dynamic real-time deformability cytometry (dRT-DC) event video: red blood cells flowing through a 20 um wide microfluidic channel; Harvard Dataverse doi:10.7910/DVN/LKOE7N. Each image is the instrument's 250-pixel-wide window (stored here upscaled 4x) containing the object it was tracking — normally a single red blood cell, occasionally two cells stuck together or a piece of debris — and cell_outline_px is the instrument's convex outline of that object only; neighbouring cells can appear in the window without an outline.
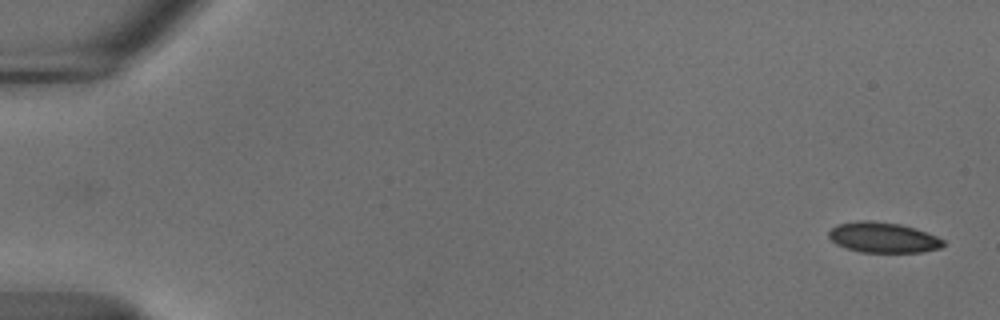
{"species": "common noctule bat (a hibernating species)", "species_latin": "Nyctalus noctula", "temperature_condition": "cold", "stored_images_in_passage": 54, "camera_frame_rate_fps": 3000, "um_per_image_px": 0.085, "animal": {"sex": "male", "body_mass_g": 18.8}, "frame": {"image": 1, "passage_image": 1, "time_ms": 0.0, "image_size_px": [1000, 320], "cell_outline_px": [[944, 244], [940, 248], [920, 252], [860, 252], [836, 244], [828, 236], [828, 232], [836, 224], [856, 220], [872, 220], [900, 224], [936, 236], [944, 240]], "centroid_in_image_um": [75.02, 20.18], "position_along_channel_um": 10.0, "area_um2": 20.17}}
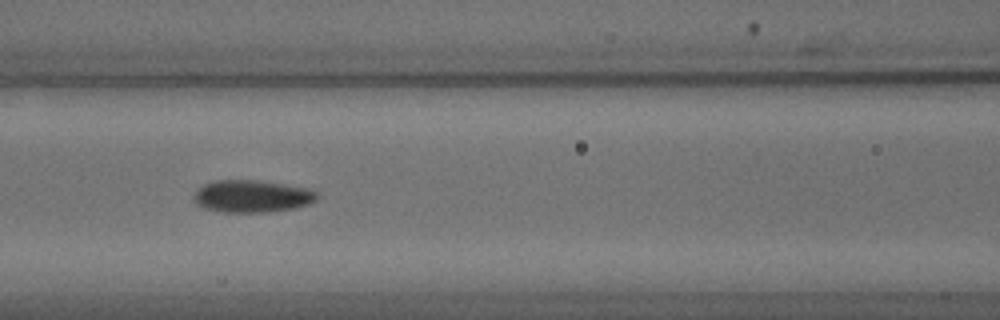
{"frame": {"image": 2, "passage_image": 24, "time_ms": 7.667, "image_size_px": [1000, 320], "cell_outline_px": [[320, 196], [316, 200], [308, 204], [292, 208], [268, 212], [224, 212], [204, 208], [196, 204], [196, 188], [204, 184], [216, 180], [256, 180], [284, 184], [308, 188], [316, 192]], "centroid_in_image_um": [21.43, 16.67], "position_along_channel_um": 145.2, "area_um2": 23.06}}
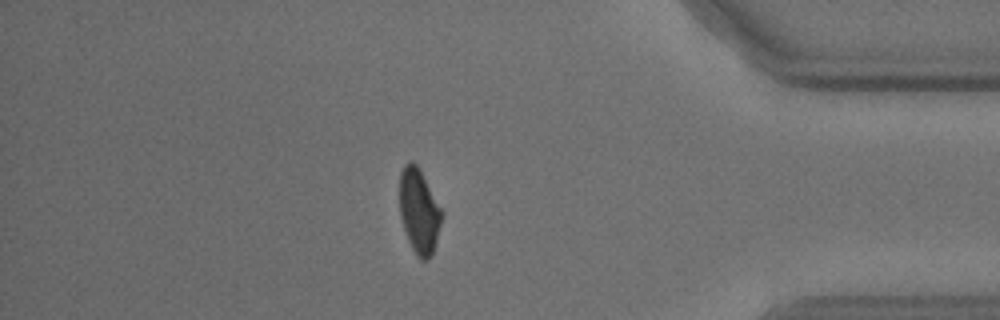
{"frame": {"image": 3, "passage_image": 47, "time_ms": 15.333, "image_size_px": [1000, 320], "cell_outline_px": [[444, 212], [436, 240], [432, 252], [428, 260], [420, 260], [416, 256], [408, 240], [400, 216], [400, 172], [404, 164], [412, 160], [420, 168]], "centroid_in_image_um": [35.63, 17.91], "position_along_channel_um": 399.6, "area_um2": 20.92}, "authors_computed_cell_mechanics": {"area_um2": 21.8195, "velocity_mm_per_s": 3.7002, "shape_relaxation_time_tau1_ms": 7.9779, "shape_relaxation_time_tau2_ms": null, "deformation_change_tau1": 0.1696, "deformation_change_tau2": null}}